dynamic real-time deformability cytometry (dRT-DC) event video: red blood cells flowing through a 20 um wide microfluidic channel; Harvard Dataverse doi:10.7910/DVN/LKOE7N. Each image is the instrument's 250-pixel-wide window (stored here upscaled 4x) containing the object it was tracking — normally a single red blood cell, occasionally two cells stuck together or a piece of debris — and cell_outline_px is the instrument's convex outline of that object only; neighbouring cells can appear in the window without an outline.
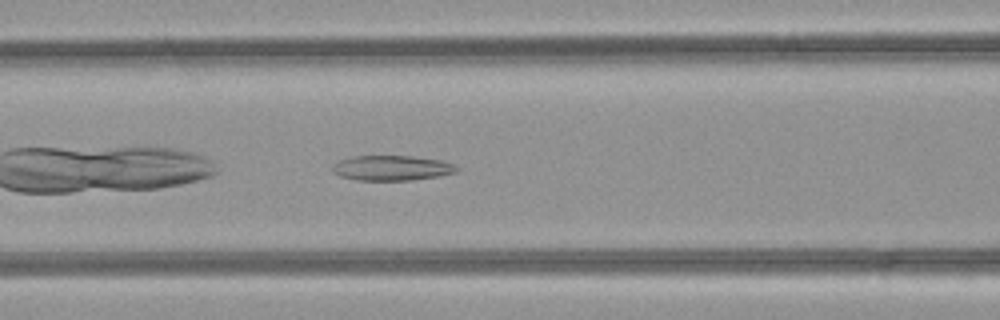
{"species": "common noctule bat (a hibernating species)", "species_latin": "Nyctalus noctula", "temperature_condition": "room temperature", "stored_images_in_passage": 29, "camera_frame_rate_fps": 3000, "um_per_image_px": 0.085, "animal": {"sex": "female", "body_mass_g": 21.9}, "frame": {"image": 1, "passage_image": 5, "time_ms": 1.333, "image_size_px": [1000, 320], "cell_outline_px": [[460, 168], [456, 172], [440, 176], [412, 180], [356, 180], [340, 176], [332, 172], [332, 164], [340, 160], [352, 156], [412, 156], [440, 160], [452, 164]], "centroid_in_image_um": [33.28, 14.28], "position_along_channel_um": 133.3, "area_um2": 18.21}}
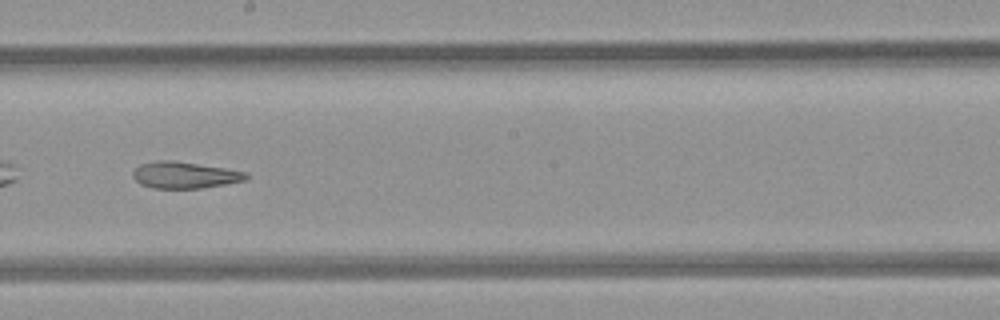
{"frame": {"image": 2, "passage_image": 12, "time_ms": 3.667, "image_size_px": [1000, 320], "cell_outline_px": [[248, 176], [244, 180], [224, 184], [200, 188], [152, 188], [140, 184], [132, 176], [132, 172], [140, 164], [156, 160], [172, 160], [224, 168], [248, 172]], "centroid_in_image_um": [15.65, 14.87], "position_along_channel_um": 232.5, "area_um2": 17.4}}
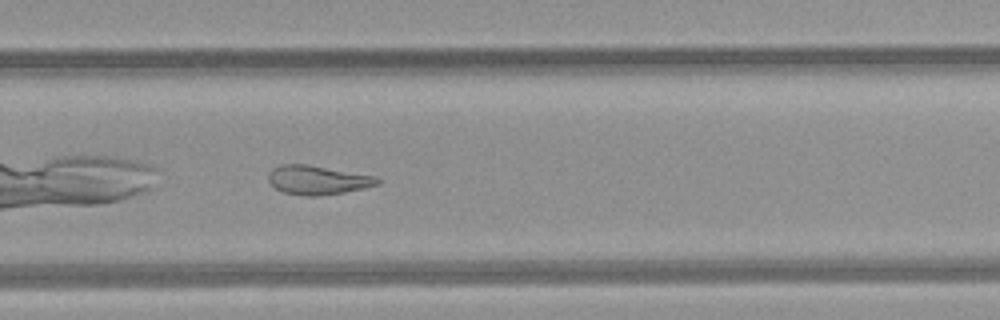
{"frame": {"image": 3, "passage_image": 17, "time_ms": 5.333, "image_size_px": [1000, 320], "cell_outline_px": [[380, 184], [364, 188], [344, 192], [316, 196], [304, 196], [284, 192], [276, 188], [268, 180], [268, 172], [272, 168], [280, 164], [308, 164], [376, 176], [380, 180]], "centroid_in_image_um": [26.99, 15.29], "position_along_channel_um": 302.8, "area_um2": 18.5}}